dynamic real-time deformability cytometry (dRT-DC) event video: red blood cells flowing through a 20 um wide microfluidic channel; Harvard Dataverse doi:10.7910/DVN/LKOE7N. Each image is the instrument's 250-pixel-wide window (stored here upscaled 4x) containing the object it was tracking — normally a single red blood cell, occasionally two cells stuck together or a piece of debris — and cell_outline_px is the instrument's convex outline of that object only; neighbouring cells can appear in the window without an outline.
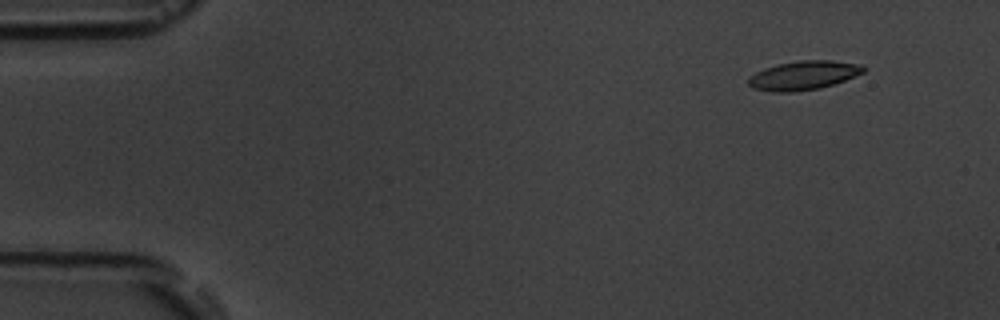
{"species": "common noctule bat (a hibernating species)", "species_latin": "Nyctalus noctula", "temperature_condition": "room temperature", "stored_images_in_passage": 4, "camera_frame_rate_fps": 3000, "um_per_image_px": 0.085, "animal": {"sex": "male", "body_mass_g": 19.5, "forearm_length_mm": 54.6}, "frame": {"image": 1, "passage_image": 2, "time_ms": 1.0, "image_size_px": [1000, 320], "cell_outline_px": [[868, 68], [864, 72], [844, 80], [820, 88], [792, 92], [772, 92], [752, 88], [748, 84], [748, 76], [764, 68], [776, 64], [800, 60], [832, 60], [864, 64]], "centroid_in_image_um": [68.3, 6.39], "position_along_channel_um": 16.7, "area_um2": 19.65}}
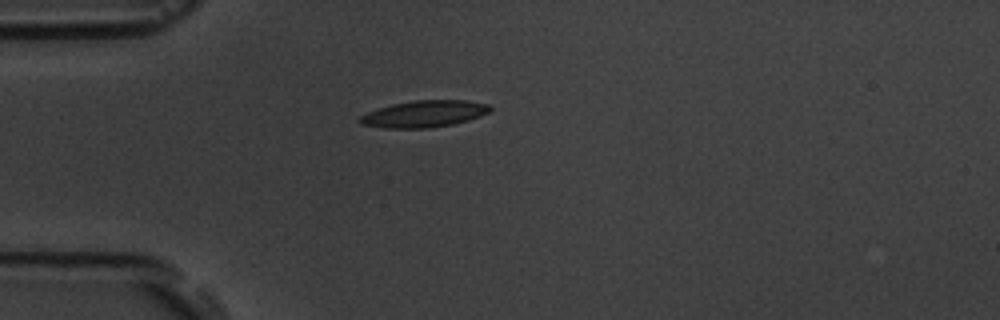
{"frame": {"image": 2, "passage_image": 4, "time_ms": 4.333, "image_size_px": [1000, 320], "cell_outline_px": [[492, 108], [488, 112], [480, 116], [468, 120], [452, 124], [428, 128], [384, 128], [360, 124], [356, 120], [360, 116], [376, 108], [392, 104], [412, 100], [464, 100], [488, 104]], "centroid_in_image_um": [36.0, 9.68], "position_along_channel_um": 49.0, "area_um2": 20.35}}